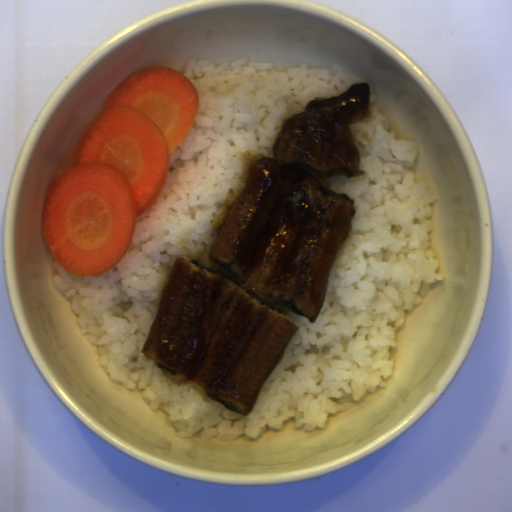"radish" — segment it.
I'll list each match as a JSON object with an SVG mask.
<instances>
[{"instance_id":"1f323893","label":"radish","mask_w":512,"mask_h":512,"mask_svg":"<svg viewBox=\"0 0 512 512\" xmlns=\"http://www.w3.org/2000/svg\"><path fill=\"white\" fill-rule=\"evenodd\" d=\"M198 108V90L170 66L139 70L110 91L42 201V235L59 267L93 277L120 262Z\"/></svg>"}]
</instances>
